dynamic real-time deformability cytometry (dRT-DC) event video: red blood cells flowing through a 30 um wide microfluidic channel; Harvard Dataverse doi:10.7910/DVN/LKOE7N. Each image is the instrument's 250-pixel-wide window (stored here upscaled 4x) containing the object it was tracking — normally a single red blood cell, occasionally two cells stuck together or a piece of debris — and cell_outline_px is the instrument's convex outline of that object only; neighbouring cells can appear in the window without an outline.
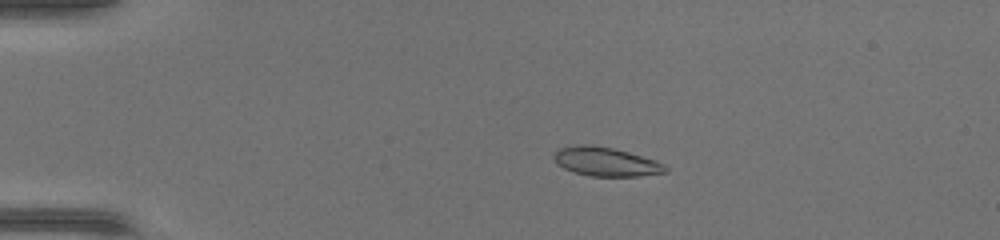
{"species": "common noctule bat (a hibernating species)", "species_latin": "Nyctalus noctula", "temperature_condition": "warm", "stored_images_in_passage": 47, "camera_frame_rate_fps": 3000, "um_per_image_px": 0.085, "animal": {"sex": "female", "body_mass_g": 17.0, "forearm_length_mm": 48.0}, "frame": {"image": 1, "passage_image": 11, "time_ms": 3.333, "image_size_px": [1000, 240], "cell_outline_px": [[668, 172], [640, 176], [588, 176], [564, 168], [556, 164], [552, 156], [560, 148], [580, 144], [592, 144], [612, 148], [628, 152], [656, 160], [664, 164], [668, 168]], "centroid_in_image_um": [51.51, 13.74], "position_along_channel_um": 33.5, "area_um2": 18.84}}
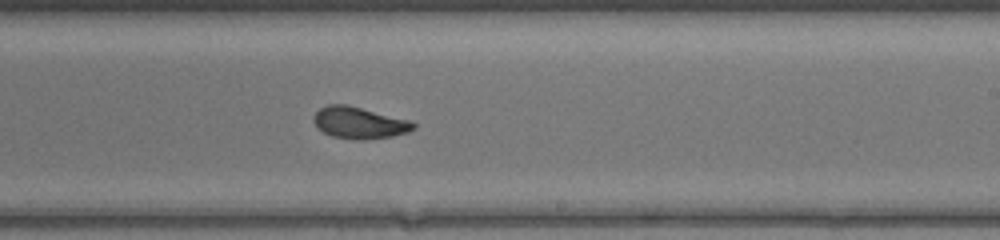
{"frame": {"image": 2, "passage_image": 30, "time_ms": 9.667, "image_size_px": [1000, 240], "cell_outline_px": [[416, 128], [408, 132], [392, 136], [364, 140], [356, 140], [332, 136], [324, 132], [312, 120], [316, 112], [320, 108], [328, 104], [348, 104], [408, 120], [416, 124]], "centroid_in_image_um": [30.54, 10.43], "position_along_channel_um": 258.5, "area_um2": 18.32}}
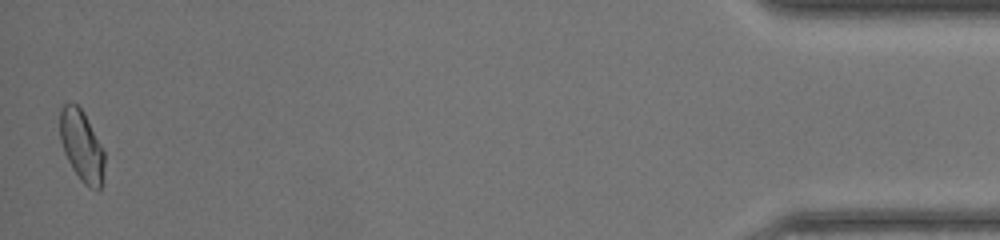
{"frame": {"image": 3, "passage_image": 47, "time_ms": 15.333, "image_size_px": [1000, 240], "cell_outline_px": [[104, 184], [100, 188], [92, 188], [84, 184], [80, 180], [72, 168], [64, 152], [60, 140], [60, 108], [64, 104], [76, 104], [84, 112], [104, 148]], "centroid_in_image_um": [6.96, 12.41], "position_along_channel_um": 428.2, "area_um2": 18.67}}